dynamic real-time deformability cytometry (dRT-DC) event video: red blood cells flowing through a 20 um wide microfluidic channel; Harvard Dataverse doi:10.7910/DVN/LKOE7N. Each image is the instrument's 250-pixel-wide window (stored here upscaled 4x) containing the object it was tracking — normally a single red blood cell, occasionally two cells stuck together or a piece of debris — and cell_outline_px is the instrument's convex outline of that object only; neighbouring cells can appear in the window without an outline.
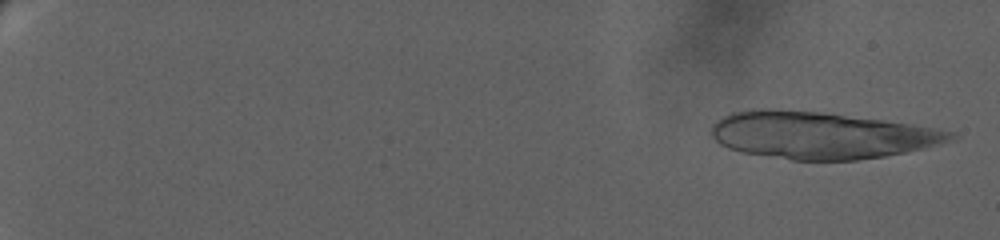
{"species": "human", "species_latin": "Homo sapiens", "temperature_condition": "warm", "stored_images_in_passage": 15, "camera_frame_rate_fps": 3000, "um_per_image_px": 0.085, "donor": {"sex": "female"}, "frame": {"image": 1, "passage_image": 1, "time_ms": 0.0, "image_size_px": [1000, 240], "cell_outline_px": [[960, 136], [952, 140], [924, 148], [884, 156], [856, 160], [792, 160], [740, 152], [728, 148], [720, 144], [712, 136], [712, 124], [716, 120], [732, 112], [748, 108], [780, 108], [824, 112], [884, 120], [912, 124], [952, 132]], "centroid_in_image_um": [69.72, 11.47], "position_along_channel_um": 15.3, "area_um2": 65.83}}